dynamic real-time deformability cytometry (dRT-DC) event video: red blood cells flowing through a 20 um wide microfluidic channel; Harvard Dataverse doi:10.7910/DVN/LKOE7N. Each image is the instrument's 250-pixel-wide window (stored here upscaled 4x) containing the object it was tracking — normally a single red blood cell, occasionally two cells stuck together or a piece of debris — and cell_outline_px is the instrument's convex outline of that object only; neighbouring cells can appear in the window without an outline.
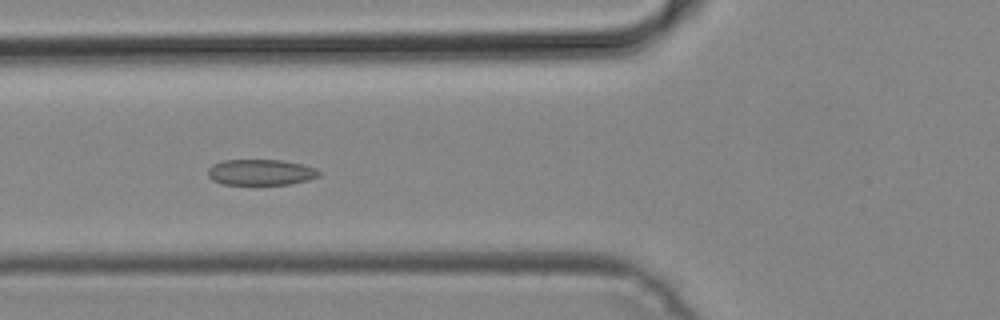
{"species": "common noctule bat (a hibernating species)", "species_latin": "Nyctalus noctula", "temperature_condition": "cold", "stored_images_in_passage": 37, "camera_frame_rate_fps": 3000, "um_per_image_px": 0.085, "animal": {"sex": "male", "body_mass_g": 19.2, "forearm_length_mm": 51.8}, "frame": {"image": 1, "passage_image": 6, "time_ms": 1.667, "image_size_px": [1000, 320], "cell_outline_px": [[320, 176], [308, 180], [288, 184], [220, 184], [212, 180], [208, 176], [208, 168], [212, 164], [224, 160], [280, 160], [300, 164], [316, 168], [320, 172]], "centroid_in_image_um": [22.14, 14.64], "position_along_channel_um": 103.7, "area_um2": 16.7}}
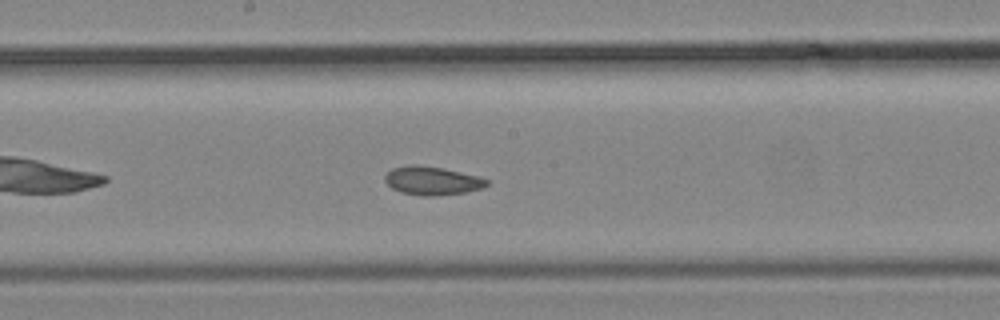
{"frame": {"image": 2, "passage_image": 14, "time_ms": 4.333, "image_size_px": [1000, 320], "cell_outline_px": [[488, 184], [480, 188], [464, 192], [432, 196], [420, 196], [400, 192], [392, 188], [384, 180], [384, 176], [392, 168], [412, 164], [416, 164], [440, 168], [476, 176], [488, 180]], "centroid_in_image_um": [36.66, 15.36], "position_along_channel_um": 211.5, "area_um2": 16.59}}
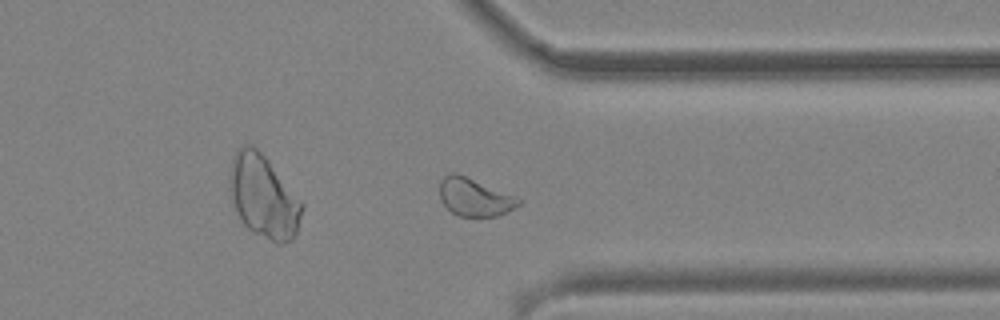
{"frame": {"image": 3, "passage_image": 26, "time_ms": 8.333, "image_size_px": [1000, 320], "cell_outline_px": [[524, 200], [520, 204], [496, 216], [456, 216], [440, 200], [440, 180], [444, 176], [452, 172], [456, 172], [520, 196]], "centroid_in_image_um": [40.37, 16.73], "position_along_channel_um": 371.0, "area_um2": 17.74}}